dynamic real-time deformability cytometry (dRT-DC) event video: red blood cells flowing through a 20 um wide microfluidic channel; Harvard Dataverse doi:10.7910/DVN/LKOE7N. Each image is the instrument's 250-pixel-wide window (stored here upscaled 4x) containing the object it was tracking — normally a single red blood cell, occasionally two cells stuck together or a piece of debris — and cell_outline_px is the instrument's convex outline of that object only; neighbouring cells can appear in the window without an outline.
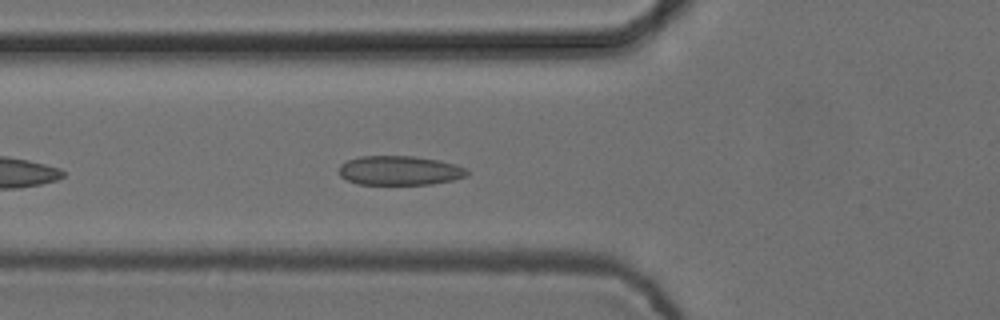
{"species": "common noctule bat (a hibernating species)", "species_latin": "Nyctalus noctula", "temperature_condition": "cold", "stored_images_in_passage": 27, "camera_frame_rate_fps": 3000, "um_per_image_px": 0.085, "animal": {"sex": "female", "body_mass_g": 24.6, "forearm_length_mm": 56.2}, "frame": {"image": 1, "passage_image": 6, "time_ms": 1.667, "image_size_px": [1000, 320], "cell_outline_px": [[468, 176], [452, 180], [432, 184], [356, 184], [340, 176], [340, 164], [348, 160], [360, 156], [412, 156], [440, 160], [456, 164], [468, 168]], "centroid_in_image_um": [34.0, 14.49], "position_along_channel_um": 91.8, "area_um2": 21.96}}
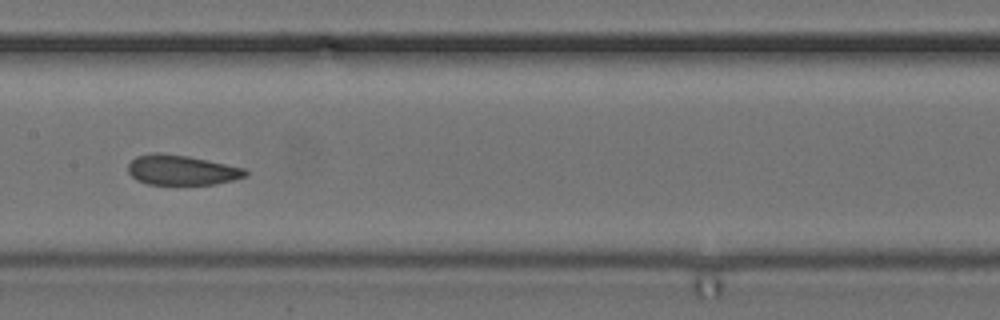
{"frame": {"image": 2, "passage_image": 14, "time_ms": 4.333, "image_size_px": [1000, 320], "cell_outline_px": [[248, 176], [216, 184], [148, 184], [136, 180], [128, 172], [128, 164], [136, 156], [156, 152], [160, 152], [188, 156], [244, 168], [248, 172]], "centroid_in_image_um": [15.42, 14.45], "position_along_channel_um": 192.0, "area_um2": 20.46}}
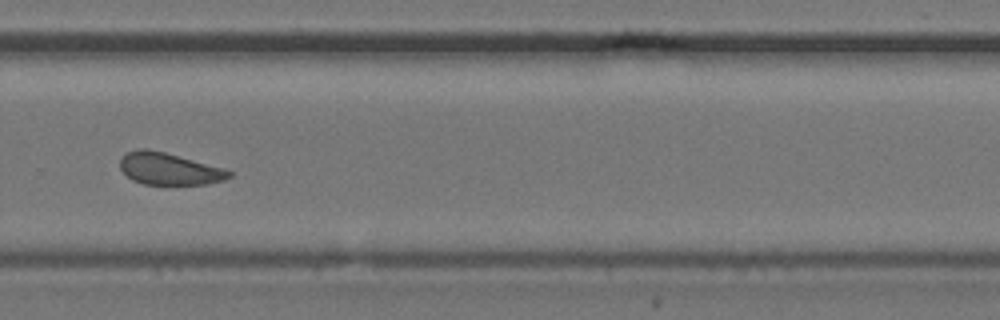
{"frame": {"image": 3, "passage_image": 24, "time_ms": 7.667, "image_size_px": [1000, 320], "cell_outline_px": [[232, 176], [224, 180], [208, 184], [144, 184], [132, 180], [120, 168], [120, 160], [124, 152], [136, 148], [148, 148], [164, 152], [224, 168], [232, 172]], "centroid_in_image_um": [14.35, 14.33], "position_along_channel_um": 315.5, "area_um2": 20.4}}